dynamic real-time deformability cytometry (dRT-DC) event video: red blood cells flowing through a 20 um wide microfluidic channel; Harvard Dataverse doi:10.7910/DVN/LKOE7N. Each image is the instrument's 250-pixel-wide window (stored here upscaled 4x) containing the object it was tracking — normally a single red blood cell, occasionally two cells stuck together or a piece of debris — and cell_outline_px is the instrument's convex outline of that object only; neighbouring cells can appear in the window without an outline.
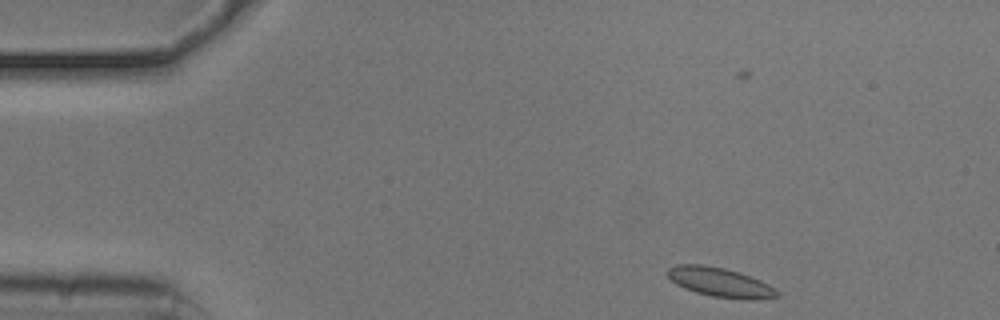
{"species": "common noctule bat (a hibernating species)", "species_latin": "Nyctalus noctula", "temperature_condition": "cold", "stored_images_in_passage": 4, "camera_frame_rate_fps": 3000, "um_per_image_px": 0.085, "animal": {"sex": "male", "body_mass_g": 20.5, "forearm_length_mm": 52.5}, "frame": {"image": 1, "passage_image": 1, "time_ms": 0.0, "image_size_px": [1000, 320], "cell_outline_px": [[780, 296], [752, 300], [712, 296], [696, 292], [684, 288], [676, 284], [664, 272], [668, 268], [676, 264], [704, 264], [724, 268], [740, 272], [760, 280], [768, 284], [780, 292]], "centroid_in_image_um": [61.19, 23.98], "position_along_channel_um": 23.8, "area_um2": 18.79}}